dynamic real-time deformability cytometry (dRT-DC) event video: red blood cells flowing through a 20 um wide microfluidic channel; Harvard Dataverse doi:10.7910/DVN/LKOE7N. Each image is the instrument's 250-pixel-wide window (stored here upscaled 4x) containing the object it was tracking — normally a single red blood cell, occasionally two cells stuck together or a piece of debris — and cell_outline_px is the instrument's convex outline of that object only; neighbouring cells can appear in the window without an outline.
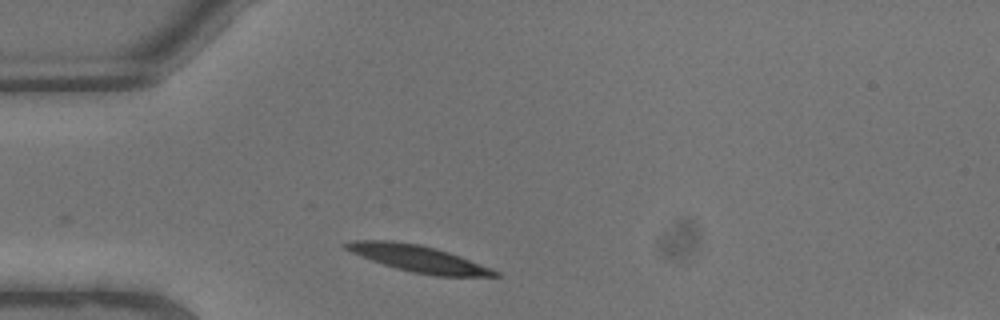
{"species": "common noctule bat (a hibernating species)", "species_latin": "Nyctalus noctula", "temperature_condition": "warm", "stored_images_in_passage": 3, "camera_frame_rate_fps": 3000, "um_per_image_px": 0.085, "animal": {"sex": "male", "body_mass_g": 13.3}, "frame": {"image": 1, "passage_image": 1, "time_ms": 0.0, "image_size_px": [1000, 320], "cell_outline_px": [[500, 276], [436, 276], [412, 272], [396, 268], [372, 260], [352, 252], [344, 248], [344, 244], [352, 240], [392, 240], [420, 244], [436, 248], [460, 256], [492, 268], [500, 272]], "centroid_in_image_um": [35.59, 21.97], "position_along_channel_um": 49.4, "area_um2": 22.95}}
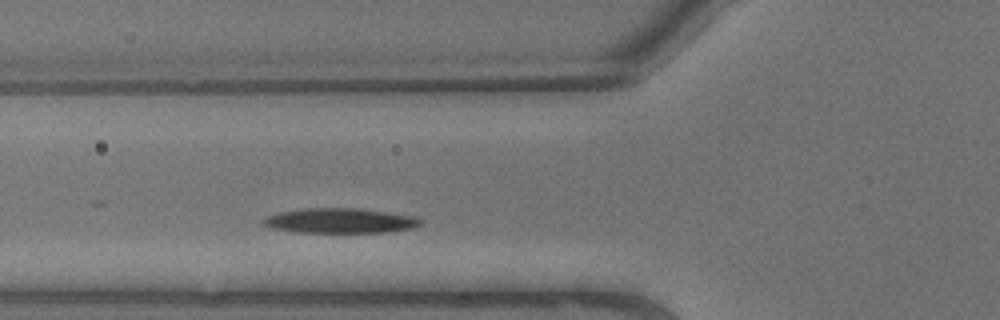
{"frame": {"image": 2, "passage_image": 3, "time_ms": 0.667, "image_size_px": [1000, 320], "cell_outline_px": [[424, 220], [420, 224], [412, 228], [384, 232], [296, 232], [272, 228], [264, 224], [260, 220], [264, 216], [276, 212], [300, 208], [356, 208], [420, 216]], "centroid_in_image_um": [28.89, 18.74], "position_along_channel_um": 96.9, "area_um2": 23.12}}